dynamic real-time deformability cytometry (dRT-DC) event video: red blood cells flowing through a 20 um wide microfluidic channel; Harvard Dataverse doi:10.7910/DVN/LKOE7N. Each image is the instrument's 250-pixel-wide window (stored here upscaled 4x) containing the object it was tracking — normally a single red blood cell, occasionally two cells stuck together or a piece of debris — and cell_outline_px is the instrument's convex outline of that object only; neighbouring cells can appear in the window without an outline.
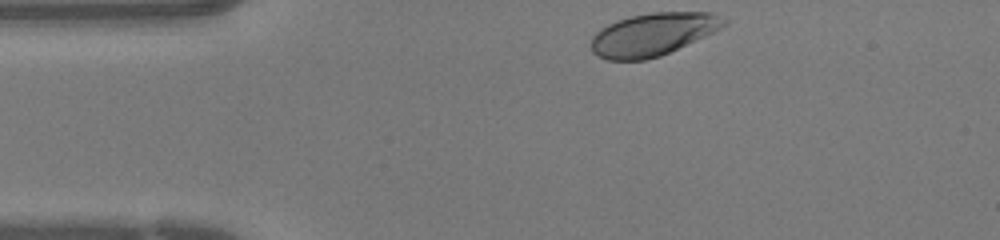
{"species": "human", "species_latin": "Homo sapiens", "temperature_condition": "warm", "stored_images_in_passage": 30, "camera_frame_rate_fps": 3000, "um_per_image_px": 0.085, "donor": {"sex": "female"}, "frame": {"image": 1, "passage_image": 1, "time_ms": 0.0, "image_size_px": [1000, 240], "cell_outline_px": [[728, 24], [704, 36], [660, 56], [644, 60], [608, 60], [592, 52], [588, 44], [592, 36], [600, 28], [616, 20], [632, 16], [652, 12], [712, 12], [728, 20]], "centroid_in_image_um": [55.45, 2.91], "position_along_channel_um": 29.5, "area_um2": 33.06}}
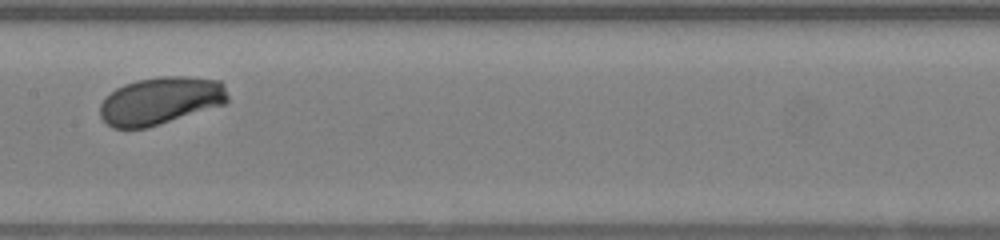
{"frame": {"image": 2, "passage_image": 15, "time_ms": 4.667, "image_size_px": [1000, 240], "cell_outline_px": [[228, 100], [224, 104], [148, 128], [112, 128], [100, 116], [100, 104], [116, 88], [124, 84], [136, 80], [160, 76], [188, 76], [220, 80], [224, 84], [228, 96]], "centroid_in_image_um": [13.66, 8.55], "position_along_channel_um": 193.7, "area_um2": 35.43}}
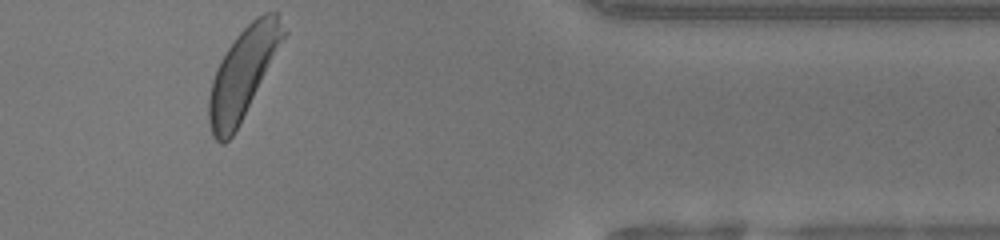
{"frame": {"image": 3, "passage_image": 30, "time_ms": 9.667, "image_size_px": [1000, 240], "cell_outline_px": [[288, 32], [240, 124], [232, 136], [224, 144], [220, 144], [212, 136], [208, 120], [208, 100], [212, 80], [216, 68], [220, 60], [236, 36], [256, 16], [264, 12], [276, 12]], "centroid_in_image_um": [20.64, 6.24], "position_along_channel_um": 390.8, "area_um2": 38.96}}